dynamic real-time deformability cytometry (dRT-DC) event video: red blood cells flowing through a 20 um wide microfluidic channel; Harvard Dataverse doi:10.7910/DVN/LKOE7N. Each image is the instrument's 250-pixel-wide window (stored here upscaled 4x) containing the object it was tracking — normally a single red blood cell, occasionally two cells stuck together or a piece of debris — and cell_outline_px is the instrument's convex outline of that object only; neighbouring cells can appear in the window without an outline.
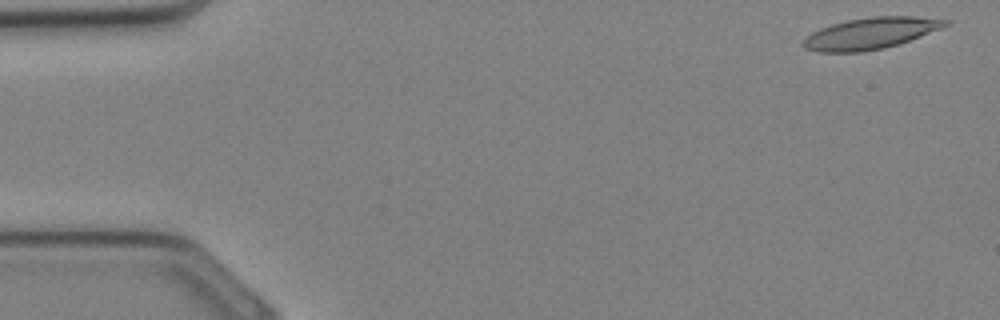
{"species": "Egyptian fruit bat (a non-hibernating species)", "species_latin": "Rousettus aegyptiacus", "temperature_condition": "cold", "stored_images_in_passage": 32, "camera_frame_rate_fps": 3000, "um_per_image_px": 0.085, "animal": {"sex": "female"}, "frame": {"image": 1, "passage_image": 1, "time_ms": 0.0, "image_size_px": [1000, 320], "cell_outline_px": [[948, 24], [940, 28], [908, 40], [884, 48], [864, 52], [816, 52], [804, 48], [804, 40], [812, 32], [820, 28], [832, 24], [848, 20], [872, 16], [912, 16], [948, 20]], "centroid_in_image_um": [73.94, 2.84], "position_along_channel_um": 11.1, "area_um2": 25.55}}
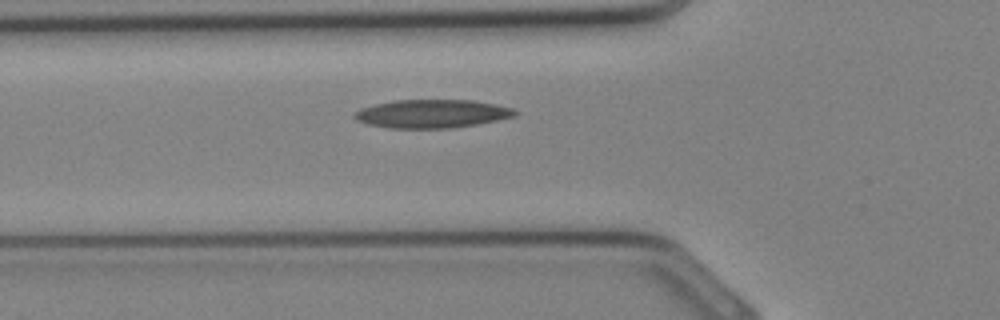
{"frame": {"image": 2, "passage_image": 11, "time_ms": 3.333, "image_size_px": [1000, 320], "cell_outline_px": [[520, 112], [516, 116], [476, 124], [452, 128], [388, 128], [368, 124], [356, 120], [352, 116], [360, 108], [376, 104], [396, 100], [472, 100], [496, 104], [512, 108]], "centroid_in_image_um": [36.73, 9.67], "position_along_channel_um": 89.1, "area_um2": 26.53}}
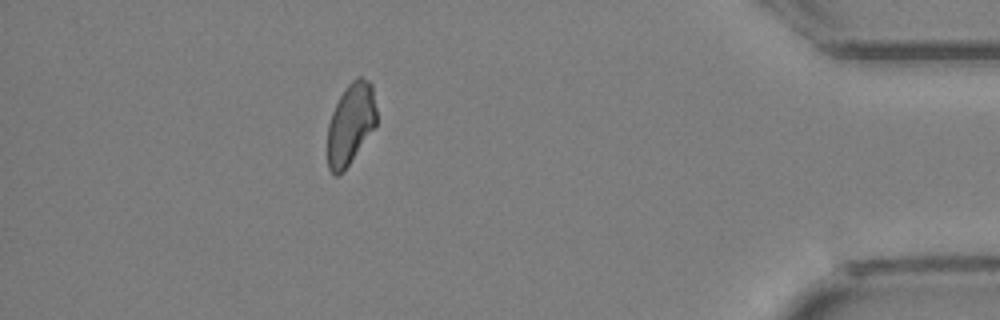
{"frame": {"image": 3, "passage_image": 29, "time_ms": 9.333, "image_size_px": [1000, 320], "cell_outline_px": [[376, 124], [348, 164], [336, 176], [328, 168], [328, 124], [332, 112], [344, 88], [356, 76], [360, 76], [368, 80], [372, 84], [376, 108]], "centroid_in_image_um": [29.8, 10.45], "position_along_channel_um": 405.4, "area_um2": 22.77}}